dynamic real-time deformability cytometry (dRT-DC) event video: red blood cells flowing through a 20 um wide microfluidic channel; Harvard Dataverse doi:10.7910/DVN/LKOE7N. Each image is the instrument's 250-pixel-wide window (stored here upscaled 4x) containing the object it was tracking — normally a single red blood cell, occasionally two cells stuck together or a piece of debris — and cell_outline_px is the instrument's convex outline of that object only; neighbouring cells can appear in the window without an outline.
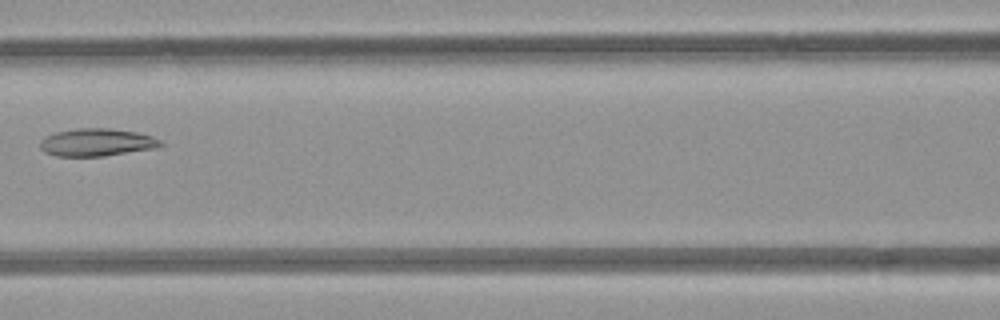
{"species": "common noctule bat (a hibernating species)", "species_latin": "Nyctalus noctula", "temperature_condition": "room temperature", "stored_images_in_passage": 6, "camera_frame_rate_fps": 3000, "um_per_image_px": 0.085, "animal": {"sex": "female", "body_mass_g": 21.9}, "frame": {"image": 1, "passage_image": 6, "time_ms": 5.667, "image_size_px": [1000, 320], "cell_outline_px": [[164, 144], [152, 148], [104, 156], [56, 156], [44, 152], [40, 148], [40, 140], [44, 136], [56, 132], [76, 128], [108, 128], [136, 132], [152, 136], [160, 140]], "centroid_in_image_um": [8.16, 12.09], "position_along_channel_um": 158.4, "area_um2": 19.31}}